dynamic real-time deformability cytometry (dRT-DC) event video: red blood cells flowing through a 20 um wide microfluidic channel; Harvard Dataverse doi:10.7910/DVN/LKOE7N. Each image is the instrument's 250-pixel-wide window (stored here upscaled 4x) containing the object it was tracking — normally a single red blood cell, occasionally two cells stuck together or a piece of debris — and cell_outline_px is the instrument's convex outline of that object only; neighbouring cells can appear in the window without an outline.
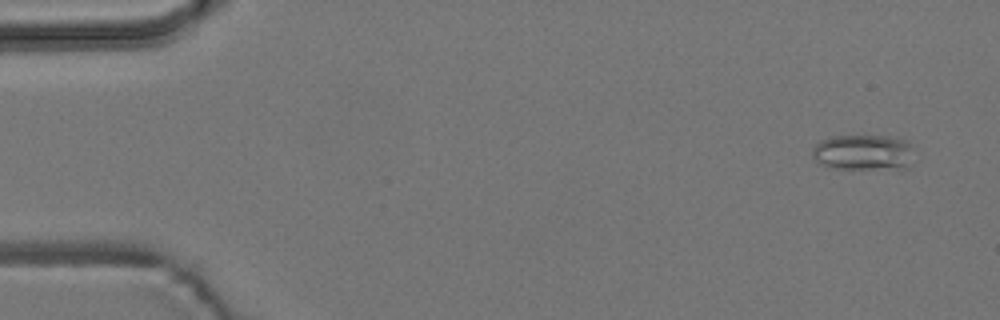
{"species": "common noctule bat (a hibernating species)", "species_latin": "Nyctalus noctula", "temperature_condition": "room temperature", "stored_images_in_passage": 5, "camera_frame_rate_fps": 3000, "um_per_image_px": 0.085, "animal": {"sex": "male", "body_mass_g": 19.2, "forearm_length_mm": 51.8}, "frame": {"image": 1, "passage_image": 1, "time_ms": 0.0, "image_size_px": [1000, 320], "cell_outline_px": [[912, 144], [908, 168], [832, 168], [820, 164], [812, 156], [812, 148], [820, 140], [832, 136], [888, 136], [908, 140]], "centroid_in_image_um": [73.35, 12.93], "position_along_channel_um": 11.7, "area_um2": 21.04}}